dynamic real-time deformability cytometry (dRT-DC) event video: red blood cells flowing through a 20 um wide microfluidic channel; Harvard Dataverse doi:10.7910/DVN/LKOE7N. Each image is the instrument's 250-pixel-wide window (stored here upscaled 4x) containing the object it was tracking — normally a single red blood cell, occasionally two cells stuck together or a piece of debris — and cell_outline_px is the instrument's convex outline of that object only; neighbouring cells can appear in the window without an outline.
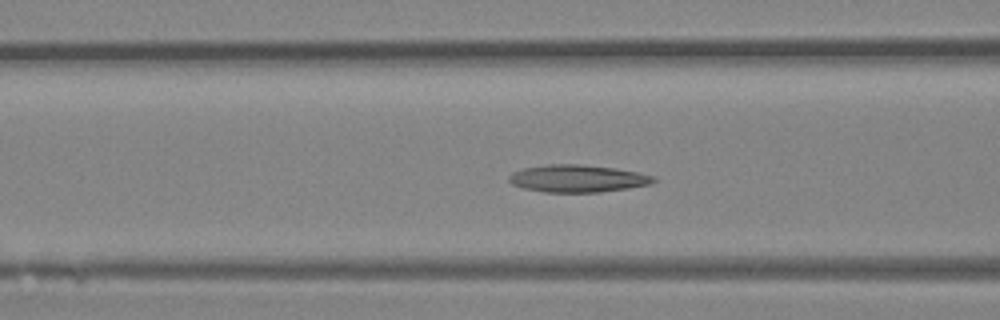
{"species": "Egyptian fruit bat (a non-hibernating species)", "species_latin": "Rousettus aegyptiacus", "temperature_condition": "room temperature", "stored_images_in_passage": 35, "camera_frame_rate_fps": 3000, "um_per_image_px": 0.085, "animal": {"sex": "female"}, "frame": {"image": 1, "passage_image": 15, "time_ms": 4.667, "image_size_px": [1000, 320], "cell_outline_px": [[656, 180], [652, 184], [628, 188], [600, 192], [544, 192], [524, 188], [512, 184], [508, 180], [508, 176], [512, 172], [524, 168], [548, 164], [576, 164], [616, 168], [636, 172], [652, 176]], "centroid_in_image_um": [49.07, 15.17], "position_along_channel_um": 117.5, "area_um2": 22.95}}
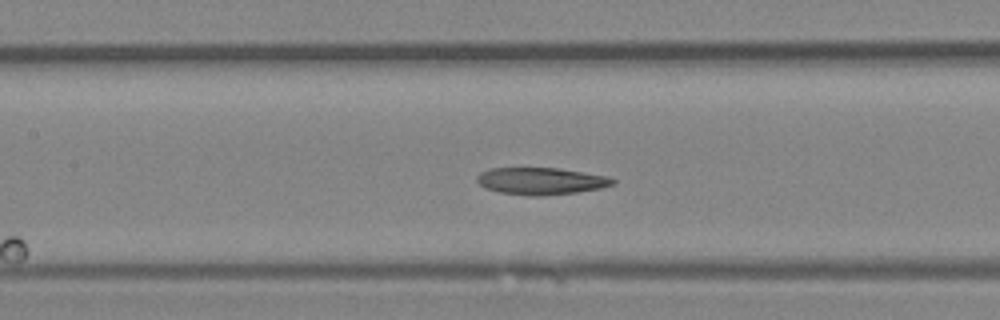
{"frame": {"image": 2, "passage_image": 18, "time_ms": 5.667, "image_size_px": [1000, 320], "cell_outline_px": [[616, 184], [600, 188], [576, 192], [544, 196], [528, 196], [500, 192], [488, 188], [480, 184], [476, 180], [476, 176], [480, 172], [488, 168], [560, 168], [608, 176], [616, 180]], "centroid_in_image_um": [46.0, 15.38], "position_along_channel_um": 161.4, "area_um2": 21.5}}